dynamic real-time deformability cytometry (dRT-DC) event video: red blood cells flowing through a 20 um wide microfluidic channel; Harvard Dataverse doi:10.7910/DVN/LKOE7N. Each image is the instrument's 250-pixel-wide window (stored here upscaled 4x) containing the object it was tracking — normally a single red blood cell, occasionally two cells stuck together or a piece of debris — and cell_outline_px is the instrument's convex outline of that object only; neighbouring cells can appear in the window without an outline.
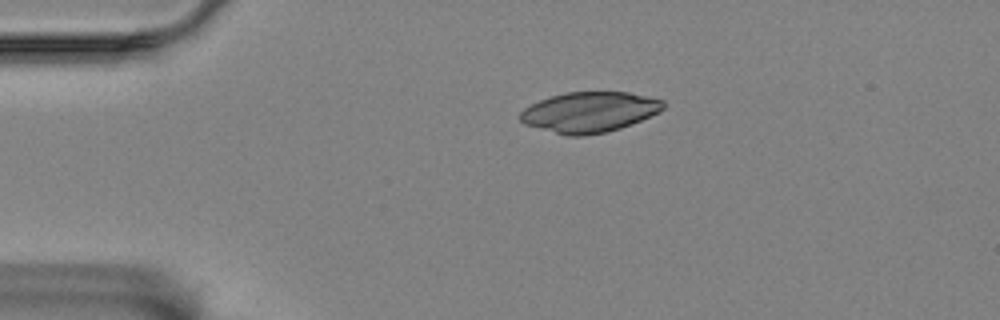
{"species": "Egyptian fruit bat (a non-hibernating species)", "species_latin": "Rousettus aegyptiacus", "temperature_condition": "room temperature", "stored_images_in_passage": 47, "camera_frame_rate_fps": 3000, "um_per_image_px": 0.085, "animal": {"sex": "female"}, "frame": {"image": 1, "passage_image": 1, "time_ms": 0.0, "image_size_px": [1000, 320], "cell_outline_px": [[664, 108], [660, 112], [620, 128], [604, 132], [584, 136], [568, 136], [524, 124], [520, 120], [520, 112], [524, 108], [540, 100], [564, 92], [628, 92], [648, 96], [664, 100]], "centroid_in_image_um": [50.11, 9.52], "position_along_channel_um": 34.9, "area_um2": 33.52}}